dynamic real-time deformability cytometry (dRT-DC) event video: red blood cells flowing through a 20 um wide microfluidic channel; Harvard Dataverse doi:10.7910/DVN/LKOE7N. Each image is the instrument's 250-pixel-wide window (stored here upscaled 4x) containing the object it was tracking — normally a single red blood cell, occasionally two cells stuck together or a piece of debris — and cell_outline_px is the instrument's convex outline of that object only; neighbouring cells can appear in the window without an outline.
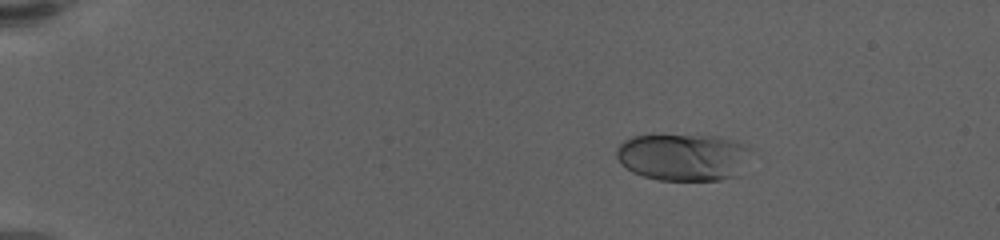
{"species": "human", "species_latin": "Homo sapiens", "temperature_condition": "warm", "stored_images_in_passage": 56, "camera_frame_rate_fps": 3000, "um_per_image_px": 0.085, "donor": {"sex": "female"}, "frame": {"image": 1, "passage_image": 5, "time_ms": 1.333, "image_size_px": [1000, 240], "cell_outline_px": [[752, 152], [736, 176], [720, 180], [656, 180], [632, 172], [620, 164], [616, 156], [616, 148], [624, 140], [632, 136], [652, 132], [720, 136], [736, 140], [744, 144]], "centroid_in_image_um": [58.02, 13.29], "position_along_channel_um": 27.0, "area_um2": 38.26}}
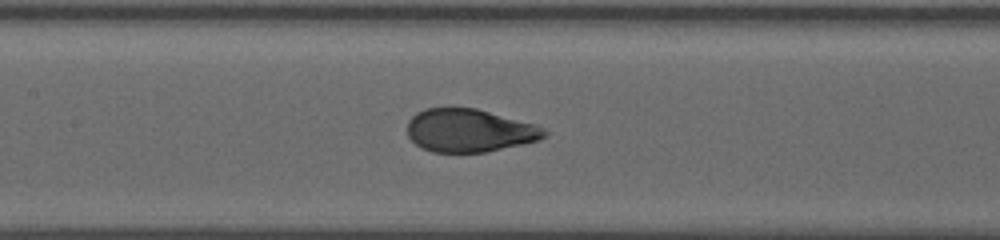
{"frame": {"image": 2, "passage_image": 26, "time_ms": 8.333, "image_size_px": [1000, 240], "cell_outline_px": [[548, 136], [540, 140], [484, 152], [432, 152], [420, 148], [408, 136], [408, 120], [416, 112], [428, 108], [476, 108], [536, 124], [544, 128], [548, 132]], "centroid_in_image_um": [39.91, 11.09], "position_along_channel_um": 167.5, "area_um2": 34.45}}
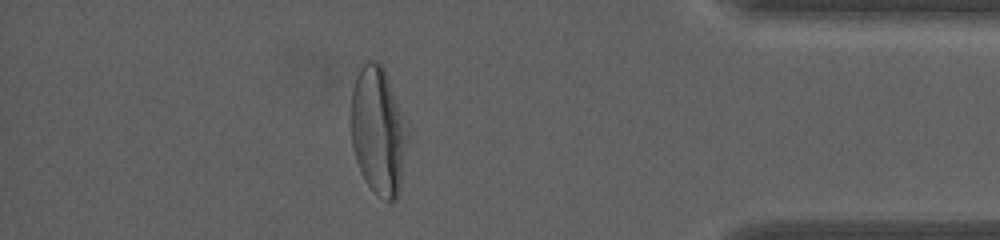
{"frame": {"image": 3, "passage_image": 49, "time_ms": 16.0, "image_size_px": [1000, 240], "cell_outline_px": [[408, 136], [400, 188], [396, 200], [384, 200], [364, 180], [360, 172], [356, 160], [352, 144], [352, 88], [356, 76], [364, 56], [376, 60], [384, 68], [400, 112]], "centroid_in_image_um": [32.12, 11.09], "position_along_channel_um": 403.1, "area_um2": 41.56}, "authors_computed_cell_mechanics": {"area_um2": 36.4718, "velocity_mm_per_s": 3.4504, "shape_relaxation_time_tau1_ms": 3.6942, "shape_relaxation_time_tau2_ms": null, "deformation_change_tau1": 0.1944, "deformation_change_tau2": null}}